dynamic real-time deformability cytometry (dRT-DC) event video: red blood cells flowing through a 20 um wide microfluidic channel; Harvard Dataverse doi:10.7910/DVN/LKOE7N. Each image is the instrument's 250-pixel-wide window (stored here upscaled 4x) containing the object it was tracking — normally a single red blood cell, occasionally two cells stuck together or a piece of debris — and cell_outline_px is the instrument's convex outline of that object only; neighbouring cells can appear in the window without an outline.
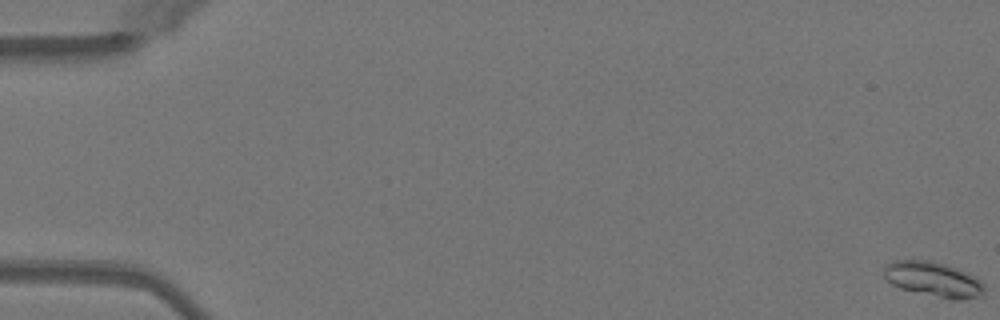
{"species": "Egyptian fruit bat (a non-hibernating species)", "species_latin": "Rousettus aegyptiacus", "temperature_condition": "warm", "stored_images_in_passage": 53, "camera_frame_rate_fps": 3000, "um_per_image_px": 0.085, "animal": {"sex": "female"}, "frame": {"image": 1, "passage_image": 1, "time_ms": 0.0, "image_size_px": [1000, 320], "cell_outline_px": [[984, 292], [980, 296], [964, 300], [952, 300], [900, 288], [892, 284], [884, 276], [884, 268], [892, 260], [928, 260], [944, 264], [956, 268], [980, 280], [984, 284]], "centroid_in_image_um": [79.34, 23.75], "position_along_channel_um": 5.7, "area_um2": 20.23}}
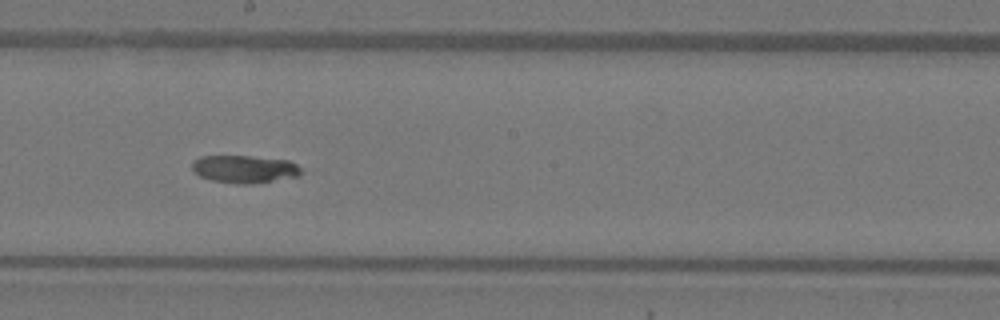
{"frame": {"image": 2, "passage_image": 30, "time_ms": 9.667, "image_size_px": [1000, 320], "cell_outline_px": [[300, 176], [248, 184], [236, 184], [212, 180], [200, 176], [192, 168], [192, 164], [200, 156], [252, 156], [288, 160], [296, 164], [300, 168]], "centroid_in_image_um": [20.79, 14.37], "position_along_channel_um": 227.4, "area_um2": 17.4}}
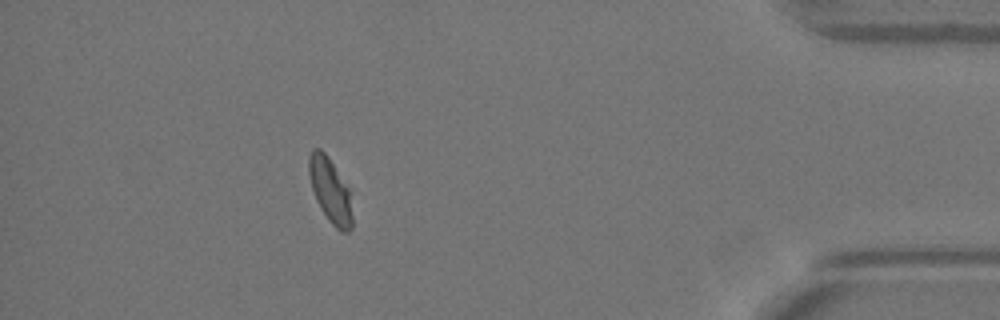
{"frame": {"image": 3, "passage_image": 47, "time_ms": 15.333, "image_size_px": [1000, 320], "cell_outline_px": [[352, 228], [348, 232], [340, 232], [328, 220], [320, 208], [316, 200], [312, 188], [308, 172], [308, 156], [312, 148], [320, 148], [328, 156], [348, 188], [352, 216]], "centroid_in_image_um": [28.04, 16.18], "position_along_channel_um": 407.2, "area_um2": 16.3}}